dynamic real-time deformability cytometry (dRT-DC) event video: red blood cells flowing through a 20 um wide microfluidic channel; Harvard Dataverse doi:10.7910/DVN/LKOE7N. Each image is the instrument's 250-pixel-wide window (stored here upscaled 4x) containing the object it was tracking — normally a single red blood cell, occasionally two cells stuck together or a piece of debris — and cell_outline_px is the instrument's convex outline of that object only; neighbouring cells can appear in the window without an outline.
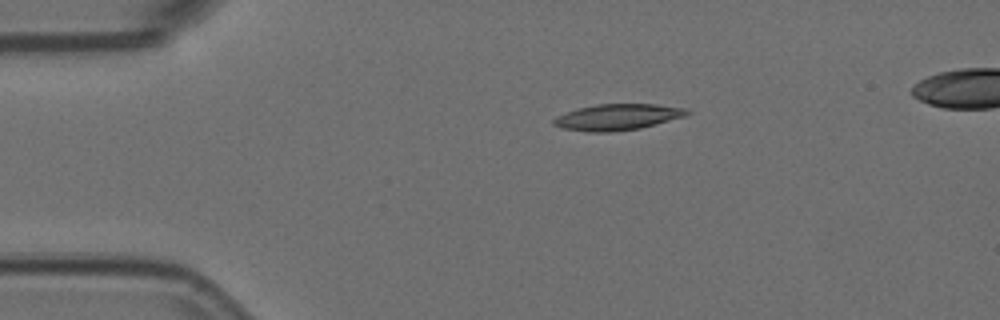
{"species": "Egyptian fruit bat (a non-hibernating species)", "species_latin": "Rousettus aegyptiacus", "temperature_condition": "room temperature", "stored_images_in_passage": 3, "segment_of_instrument_passage": [1, 2], "camera_frame_rate_fps": 3000, "um_per_image_px": 0.085, "animal": {"sex": "female"}, "frame": {"image": 1, "passage_image": 1, "time_ms": 0.0, "image_size_px": [1000, 320], "cell_outline_px": [[692, 112], [688, 116], [640, 128], [608, 132], [588, 132], [564, 128], [552, 124], [552, 120], [556, 116], [576, 108], [596, 104], [656, 104], [688, 108]], "centroid_in_image_um": [52.53, 9.94], "position_along_channel_um": 32.5, "area_um2": 20.52}}